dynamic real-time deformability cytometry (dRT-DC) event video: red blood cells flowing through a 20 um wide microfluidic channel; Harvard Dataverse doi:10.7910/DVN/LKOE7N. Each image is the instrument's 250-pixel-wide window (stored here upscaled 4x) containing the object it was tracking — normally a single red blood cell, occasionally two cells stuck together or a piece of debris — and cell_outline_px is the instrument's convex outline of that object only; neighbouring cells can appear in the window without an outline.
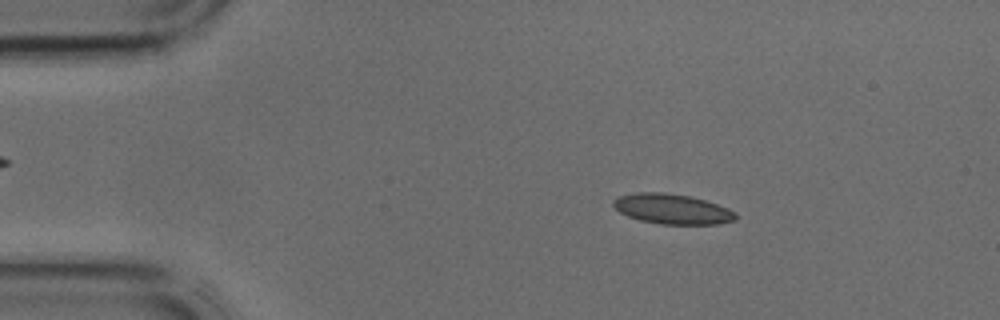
{"species": "common noctule bat (a hibernating species)", "species_latin": "Nyctalus noctula", "temperature_condition": "cold", "stored_images_in_passage": 41, "camera_frame_rate_fps": 3000, "um_per_image_px": 0.085, "animal": {"sex": "male", "body_mass_g": 17.9, "forearm_length_mm": 54.2}, "frame": {"image": 1, "passage_image": 6, "time_ms": 1.667, "image_size_px": [1000, 320], "cell_outline_px": [[736, 220], [716, 224], [660, 224], [640, 220], [628, 216], [620, 212], [612, 204], [612, 200], [616, 196], [636, 192], [664, 192], [692, 196], [728, 208], [736, 212]], "centroid_in_image_um": [57.11, 17.75], "position_along_channel_um": 27.9, "area_um2": 21.56}}
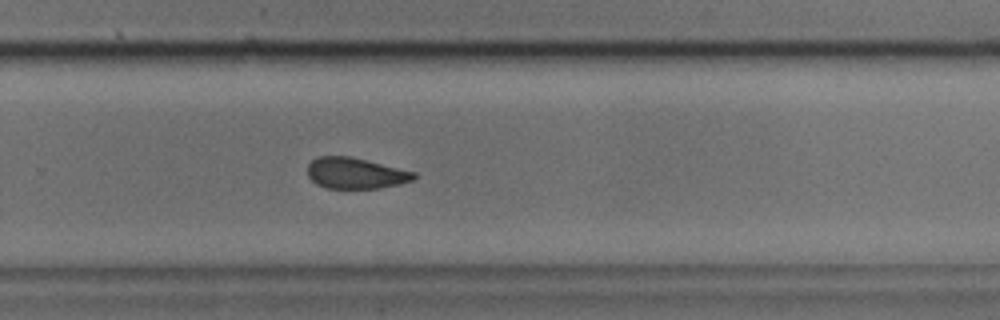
{"frame": {"image": 2, "passage_image": 27, "time_ms": 8.667, "image_size_px": [1000, 320], "cell_outline_px": [[416, 176], [412, 180], [400, 184], [380, 188], [324, 188], [316, 184], [308, 176], [308, 164], [316, 156], [352, 156], [416, 172]], "centroid_in_image_um": [30.21, 14.71], "position_along_channel_um": 299.6, "area_um2": 19.36}}
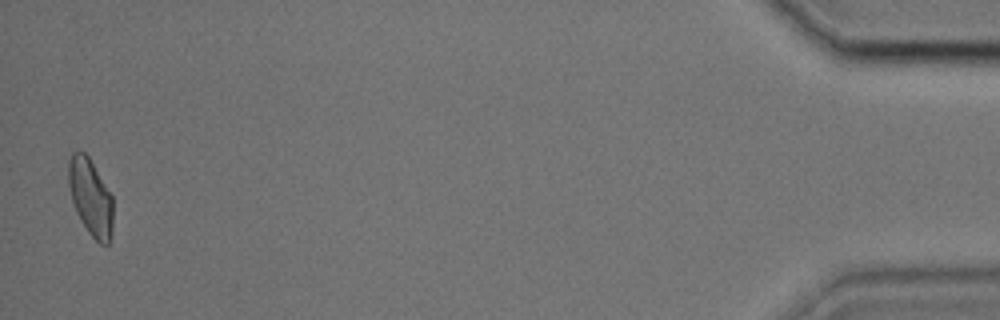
{"frame": {"image": 3, "passage_image": 41, "time_ms": 13.333, "image_size_px": [1000, 320], "cell_outline_px": [[112, 236], [108, 244], [100, 244], [88, 232], [80, 220], [76, 212], [72, 200], [68, 184], [68, 160], [72, 152], [76, 148], [80, 148], [88, 156], [112, 196]], "centroid_in_image_um": [7.67, 16.73], "position_along_channel_um": 427.5, "area_um2": 20.06}}